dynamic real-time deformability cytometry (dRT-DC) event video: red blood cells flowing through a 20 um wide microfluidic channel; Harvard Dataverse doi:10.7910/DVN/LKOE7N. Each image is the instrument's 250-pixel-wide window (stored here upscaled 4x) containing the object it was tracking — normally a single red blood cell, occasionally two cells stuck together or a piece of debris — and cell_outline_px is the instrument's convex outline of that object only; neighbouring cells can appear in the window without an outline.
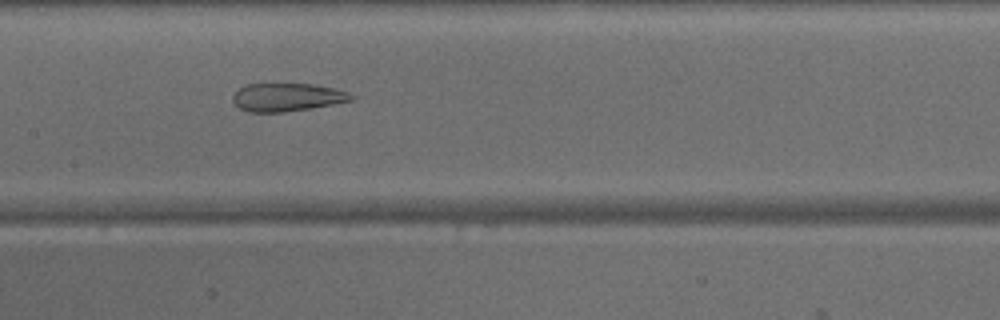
{"species": "common noctule bat (a hibernating species)", "species_latin": "Nyctalus noctula", "temperature_condition": "warm", "stored_images_in_passage": 47, "camera_frame_rate_fps": 3000, "um_per_image_px": 0.085, "animal": {"sex": "male", "body_mass_g": 15.6}, "frame": {"image": 1, "passage_image": 23, "time_ms": 7.333, "image_size_px": [1000, 320], "cell_outline_px": [[356, 96], [352, 100], [332, 104], [284, 112], [248, 112], [240, 108], [232, 100], [232, 96], [240, 88], [248, 84], [312, 84], [336, 88], [348, 92]], "centroid_in_image_um": [24.42, 8.26], "position_along_channel_um": 183.0, "area_um2": 19.25}}
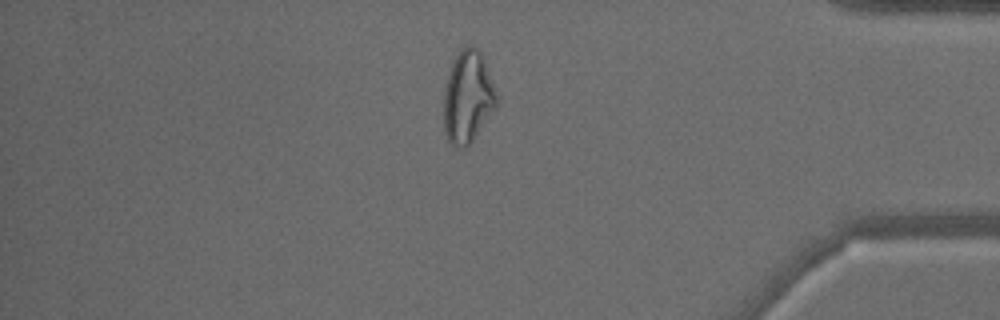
{"frame": {"image": 2, "passage_image": 40, "time_ms": 13.0, "image_size_px": [1000, 320], "cell_outline_px": [[496, 108], [472, 140], [464, 148], [452, 148], [444, 132], [444, 92], [452, 60], [460, 48], [464, 44], [468, 44], [480, 48], [496, 96]], "centroid_in_image_um": [39.73, 8.23], "position_along_channel_um": 395.5, "area_um2": 28.32}}
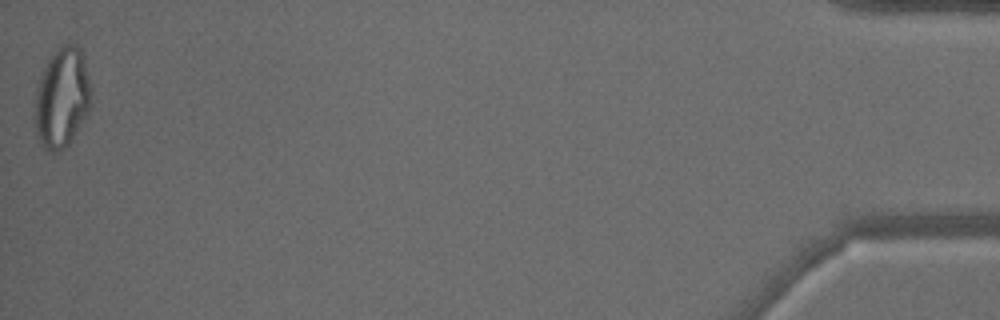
{"frame": {"image": 3, "passage_image": 47, "time_ms": 15.333, "image_size_px": [1000, 320], "cell_outline_px": [[92, 92], [88, 108], [84, 116], [68, 144], [64, 148], [56, 152], [48, 152], [40, 144], [32, 120], [32, 112], [36, 88], [40, 76], [52, 52], [60, 44], [76, 44], [80, 52], [88, 76]], "centroid_in_image_um": [5.19, 8.32], "position_along_channel_um": 430.0, "area_um2": 32.83}}